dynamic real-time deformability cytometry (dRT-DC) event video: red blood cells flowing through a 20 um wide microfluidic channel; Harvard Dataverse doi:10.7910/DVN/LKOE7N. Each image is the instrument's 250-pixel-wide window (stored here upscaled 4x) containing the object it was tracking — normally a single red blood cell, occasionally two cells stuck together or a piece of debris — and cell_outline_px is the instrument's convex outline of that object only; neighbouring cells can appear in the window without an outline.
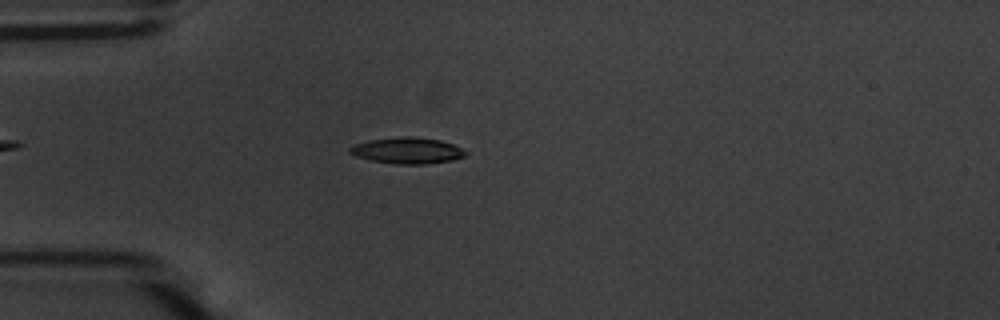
{"species": "common noctule bat (a hibernating species)", "species_latin": "Nyctalus noctula", "temperature_condition": "warm", "stored_images_in_passage": 40, "camera_frame_rate_fps": 3000, "um_per_image_px": 0.085, "animal": {"sex": "male", "body_mass_g": 20.1, "forearm_length_mm": 53.5}, "frame": {"image": 1, "passage_image": 1, "time_ms": 0.0, "image_size_px": [1000, 320], "cell_outline_px": [[468, 152], [464, 156], [452, 160], [428, 164], [396, 164], [372, 160], [356, 156], [348, 152], [348, 148], [352, 144], [368, 140], [404, 136], [412, 136], [440, 140], [452, 144]], "centroid_in_image_um": [34.59, 12.79], "position_along_channel_um": 50.4, "area_um2": 17.69}}
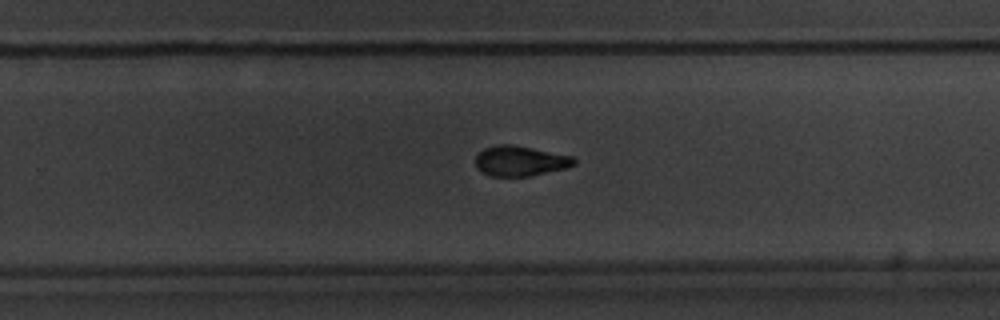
{"frame": {"image": 2, "passage_image": 21, "time_ms": 6.667, "image_size_px": [1000, 320], "cell_outline_px": [[576, 164], [564, 168], [532, 176], [488, 176], [480, 172], [476, 168], [476, 156], [484, 148], [496, 144], [508, 144], [532, 148], [572, 156], [576, 160]], "centroid_in_image_um": [44.18, 13.69], "position_along_channel_um": 285.6, "area_um2": 17.34}}
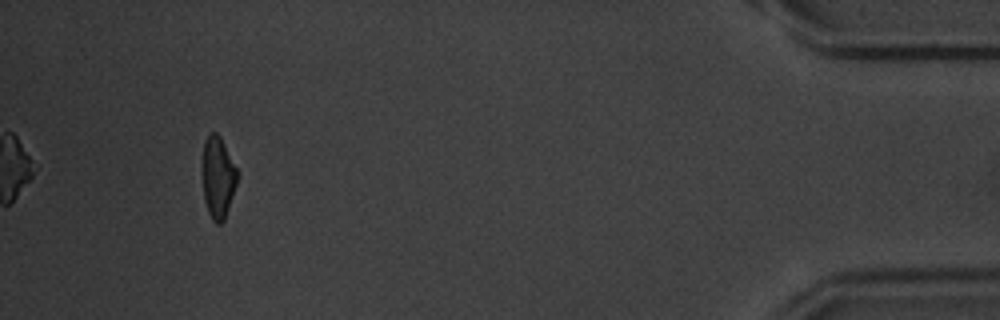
{"frame": {"image": 3, "passage_image": 37, "time_ms": 12.0, "image_size_px": [1000, 320], "cell_outline_px": [[240, 172], [224, 220], [220, 224], [216, 224], [212, 220], [208, 212], [204, 200], [200, 168], [200, 160], [204, 140], [208, 132], [216, 132], [220, 136]], "centroid_in_image_um": [18.48, 15.01], "position_along_channel_um": 416.7, "area_um2": 17.46}, "authors_computed_cell_mechanics": {"area_um2": 17.7157, "velocity_mm_per_s": 3.7031, "shape_relaxation_time_tau1_ms": 3.6102, "shape_relaxation_time_tau2_ms": 2.6346, "deformation_change_tau1": 0.1641, "deformation_change_tau2": 0.0927}}